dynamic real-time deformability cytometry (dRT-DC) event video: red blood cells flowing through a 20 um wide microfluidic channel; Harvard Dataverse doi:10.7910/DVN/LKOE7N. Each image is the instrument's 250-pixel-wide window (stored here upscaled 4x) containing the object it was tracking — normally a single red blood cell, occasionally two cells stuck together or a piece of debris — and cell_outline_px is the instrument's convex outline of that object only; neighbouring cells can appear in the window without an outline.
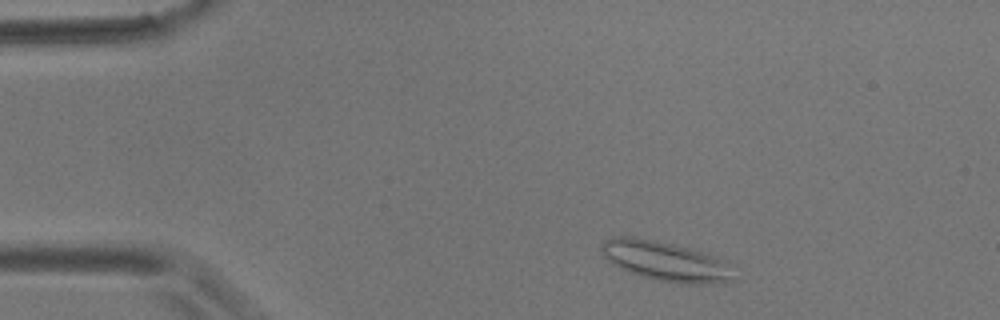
{"species": "common noctule bat (a hibernating species)", "species_latin": "Nyctalus noctula", "temperature_condition": "room temperature", "stored_images_in_passage": 45, "camera_frame_rate_fps": 3000, "um_per_image_px": 0.085, "animal": {"sex": "male", "body_mass_g": 17.9}, "frame": {"image": 1, "passage_image": 6, "time_ms": 1.667, "image_size_px": [1000, 320], "cell_outline_px": [[736, 280], [724, 284], [680, 284], [656, 280], [640, 276], [620, 268], [612, 264], [600, 252], [600, 244], [604, 240], [616, 236], [636, 236], [672, 244], [688, 248], [724, 260]], "centroid_in_image_um": [56.54, 22.22], "position_along_channel_um": 28.5, "area_um2": 30.75}}
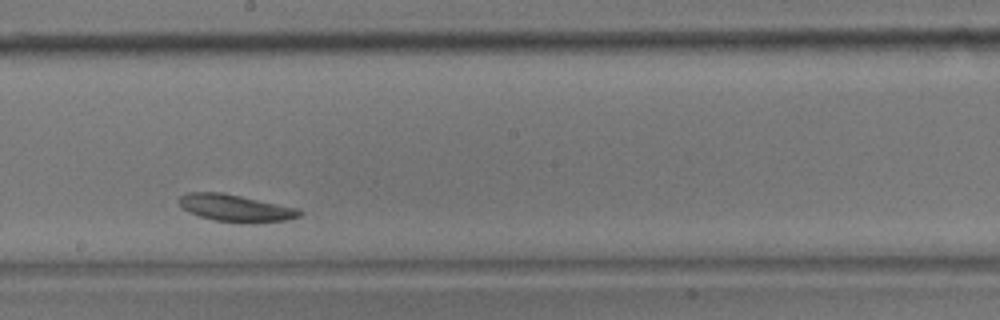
{"frame": {"image": 2, "passage_image": 30, "time_ms": 9.667, "image_size_px": [1000, 320], "cell_outline_px": [[304, 212], [300, 216], [288, 220], [256, 224], [240, 224], [216, 220], [200, 216], [188, 212], [180, 204], [180, 196], [188, 192], [220, 192], [300, 208]], "centroid_in_image_um": [20.11, 17.71], "position_along_channel_um": 228.1, "area_um2": 19.31}}
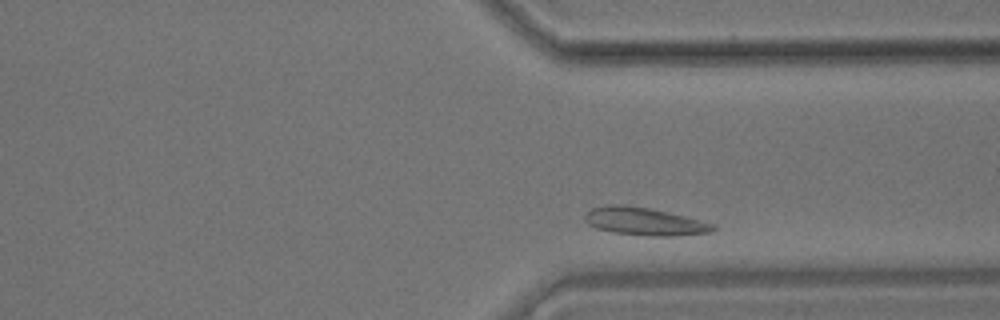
{"frame": {"image": 3, "passage_image": 42, "time_ms": 13.667, "image_size_px": [1000, 320], "cell_outline_px": [[716, 228], [712, 232], [676, 236], [648, 236], [612, 232], [596, 228], [588, 224], [584, 220], [584, 216], [592, 208], [608, 204], [620, 204], [648, 208], [668, 212], [716, 224]], "centroid_in_image_um": [54.78, 18.83], "position_along_channel_um": 356.6, "area_um2": 20.81}}